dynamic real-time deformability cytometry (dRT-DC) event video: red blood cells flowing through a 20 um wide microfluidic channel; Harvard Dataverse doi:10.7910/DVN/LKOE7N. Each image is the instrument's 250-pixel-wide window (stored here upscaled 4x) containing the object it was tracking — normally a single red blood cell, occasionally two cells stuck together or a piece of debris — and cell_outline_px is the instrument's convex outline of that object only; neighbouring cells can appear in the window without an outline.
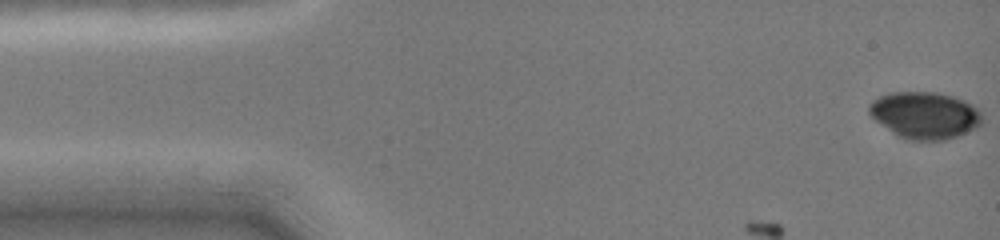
{"species": "common noctule bat (a hibernating species)", "species_latin": "Nyctalus noctula", "temperature_condition": "cold", "stored_images_in_passage": 20, "camera_frame_rate_fps": 3000, "um_per_image_px": 0.085, "animal": {"sex": "female", "body_mass_g": 19.0, "forearm_length_mm": 51.5}, "frame": {"image": 1, "passage_image": 1, "time_ms": 0.0, "image_size_px": [1000, 240], "cell_outline_px": [[980, 124], [976, 128], [956, 136], [944, 140], [908, 140], [900, 136], [876, 120], [868, 112], [868, 104], [872, 100], [880, 96], [892, 92], [936, 92], [952, 96], [964, 100], [972, 104], [980, 112]], "centroid_in_image_um": [78.6, 9.78], "position_along_channel_um": 6.4, "area_um2": 30.46}}